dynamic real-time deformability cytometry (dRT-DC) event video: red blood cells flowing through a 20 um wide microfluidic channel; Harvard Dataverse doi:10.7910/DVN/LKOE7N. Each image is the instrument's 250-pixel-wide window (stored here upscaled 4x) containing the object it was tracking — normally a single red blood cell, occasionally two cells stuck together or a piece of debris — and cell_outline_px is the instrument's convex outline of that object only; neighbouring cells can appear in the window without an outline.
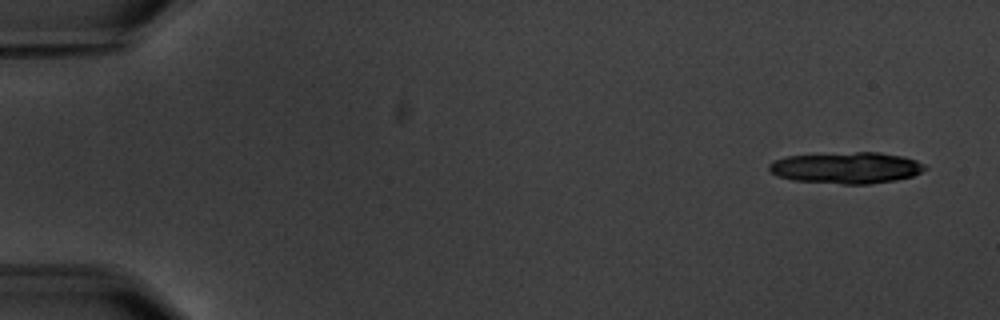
{"species": "common noctule bat (a hibernating species)", "species_latin": "Nyctalus noctula", "temperature_condition": "warm", "stored_images_in_passage": 5, "camera_frame_rate_fps": 3000, "um_per_image_px": 0.085, "animal": {"sex": "male", "body_mass_g": 20.1, "forearm_length_mm": 53.5}, "frame": {"image": 1, "passage_image": 1, "time_ms": 0.0, "image_size_px": [1000, 320], "cell_outline_px": [[928, 168], [912, 176], [896, 180], [868, 184], [840, 184], [792, 180], [776, 176], [768, 168], [768, 164], [772, 160], [788, 156], [856, 152], [880, 152], [904, 156], [916, 160], [924, 164]], "centroid_in_image_um": [71.94, 14.26], "position_along_channel_um": 13.1, "area_um2": 28.61}}